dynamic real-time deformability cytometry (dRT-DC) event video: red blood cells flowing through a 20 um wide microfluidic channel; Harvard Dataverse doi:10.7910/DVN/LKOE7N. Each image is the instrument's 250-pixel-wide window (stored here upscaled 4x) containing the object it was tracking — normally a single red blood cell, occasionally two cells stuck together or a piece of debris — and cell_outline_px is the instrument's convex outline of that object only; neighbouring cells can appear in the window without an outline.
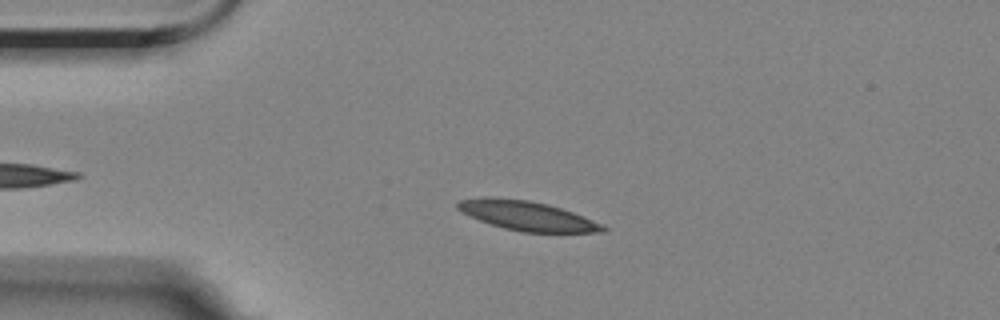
{"species": "Egyptian fruit bat (a non-hibernating species)", "species_latin": "Rousettus aegyptiacus", "temperature_condition": "room temperature", "stored_images_in_passage": 42, "camera_frame_rate_fps": 3000, "um_per_image_px": 0.085, "animal": {"sex": "female"}, "frame": {"image": 1, "passage_image": 3, "time_ms": 0.667, "image_size_px": [1000, 320], "cell_outline_px": [[608, 228], [604, 232], [520, 232], [504, 228], [480, 220], [460, 212], [456, 208], [456, 204], [460, 200], [480, 196], [492, 196], [528, 200], [548, 204], [572, 212], [604, 224]], "centroid_in_image_um": [44.77, 18.32], "position_along_channel_um": 40.2, "area_um2": 25.03}}
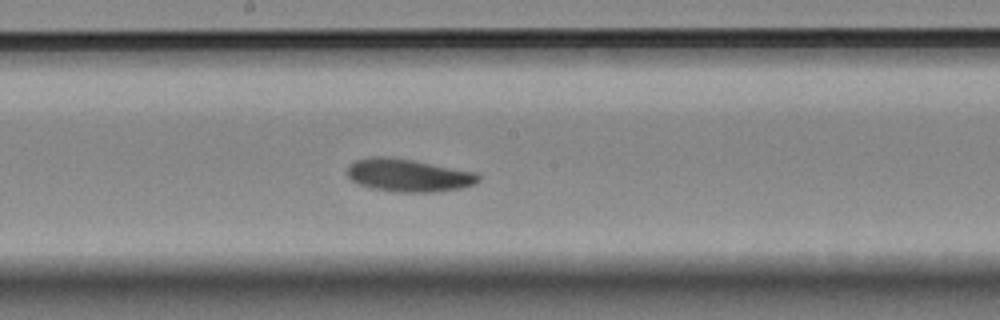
{"frame": {"image": 2, "passage_image": 20, "time_ms": 6.333, "image_size_px": [1000, 320], "cell_outline_px": [[480, 180], [476, 184], [460, 188], [436, 192], [396, 192], [372, 188], [360, 184], [352, 180], [344, 172], [348, 164], [356, 160], [368, 156], [388, 156], [412, 160], [476, 172], [480, 176]], "centroid_in_image_um": [34.68, 14.89], "position_along_channel_um": 213.5, "area_um2": 25.32}}
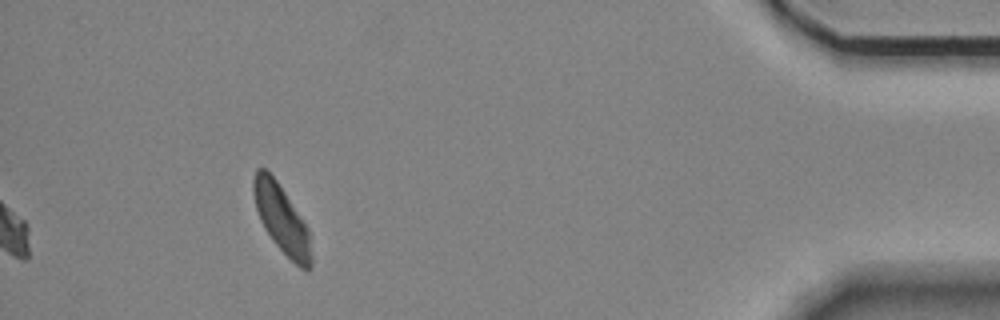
{"frame": {"image": 3, "passage_image": 42, "time_ms": 13.667, "image_size_px": [1000, 320], "cell_outline_px": [[312, 264], [308, 268], [300, 268], [276, 244], [264, 228], [260, 220], [256, 208], [252, 192], [252, 180], [256, 168], [264, 168], [276, 180], [308, 228], [312, 256]], "centroid_in_image_um": [23.91, 18.59], "position_along_channel_um": 411.3, "area_um2": 22.48}, "authors_computed_cell_mechanics": {"area_um2": 24.276, "velocity_mm_per_s": 3.5, "shape_relaxation_time_tau1_ms": 4.689, "shape_relaxation_time_tau2_ms": 9.0885, "deformation_change_tau1": 0.1129, "deformation_change_tau2": 0.1798}}